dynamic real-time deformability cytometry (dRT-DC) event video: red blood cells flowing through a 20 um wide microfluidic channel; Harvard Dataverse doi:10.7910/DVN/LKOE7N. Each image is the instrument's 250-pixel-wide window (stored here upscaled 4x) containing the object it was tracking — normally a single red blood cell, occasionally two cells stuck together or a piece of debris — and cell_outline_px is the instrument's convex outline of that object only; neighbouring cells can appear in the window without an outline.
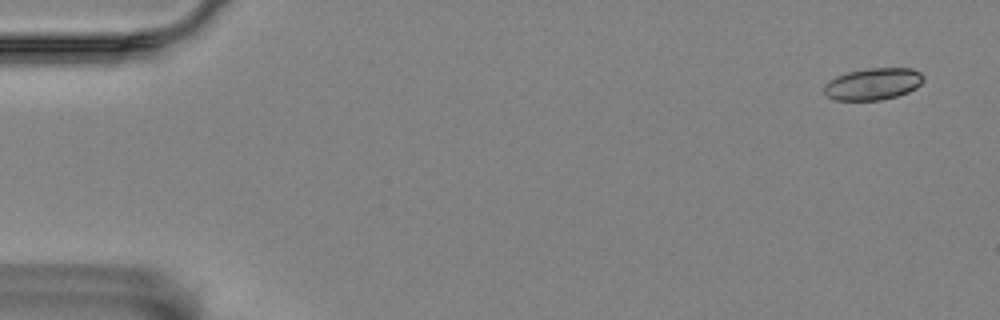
{"species": "Egyptian fruit bat (a non-hibernating species)", "species_latin": "Rousettus aegyptiacus", "temperature_condition": "room temperature", "stored_images_in_passage": 3, "camera_frame_rate_fps": 3000, "um_per_image_px": 0.085, "animal": {"sex": "female"}, "frame": {"image": 1, "passage_image": 1, "time_ms": 0.0, "image_size_px": [1000, 320], "cell_outline_px": [[924, 80], [916, 88], [908, 92], [896, 96], [880, 100], [836, 100], [828, 96], [824, 92], [824, 84], [828, 80], [836, 76], [848, 72], [868, 68], [912, 68], [920, 72], [924, 76]], "centroid_in_image_um": [74.21, 7.13], "position_along_channel_um": 10.8, "area_um2": 18.5}}
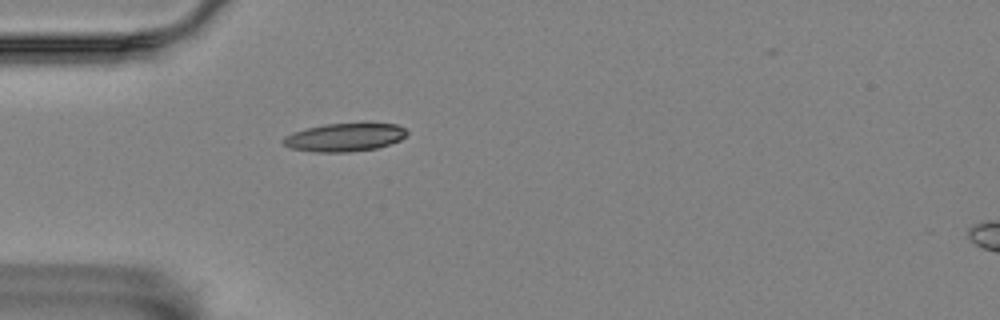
{"frame": {"image": 2, "passage_image": 3, "time_ms": 0.667, "image_size_px": [1000, 320], "cell_outline_px": [[408, 132], [400, 140], [376, 148], [348, 152], [316, 152], [292, 148], [284, 144], [280, 140], [284, 136], [292, 132], [324, 124], [364, 120], [396, 124], [404, 128]], "centroid_in_image_um": [29.32, 11.61], "position_along_channel_um": 55.7, "area_um2": 21.04}}